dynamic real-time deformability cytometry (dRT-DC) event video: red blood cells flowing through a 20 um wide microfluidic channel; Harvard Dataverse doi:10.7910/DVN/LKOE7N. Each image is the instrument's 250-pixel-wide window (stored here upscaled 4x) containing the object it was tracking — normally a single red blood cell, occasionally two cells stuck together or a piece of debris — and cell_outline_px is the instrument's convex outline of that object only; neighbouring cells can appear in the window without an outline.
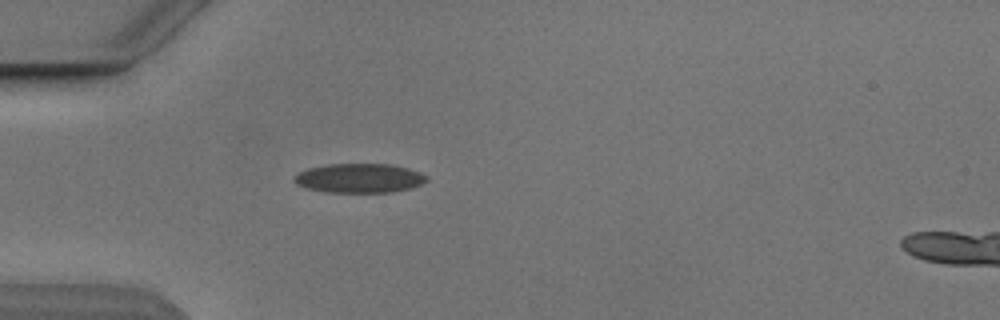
{"species": "Egyptian fruit bat (a non-hibernating species)", "species_latin": "Rousettus aegyptiacus", "temperature_condition": "cold", "stored_images_in_passage": 3, "camera_frame_rate_fps": 3000, "um_per_image_px": 0.085, "animal": {"sex": "male"}, "frame": {"image": 1, "passage_image": 3, "time_ms": 3.0, "image_size_px": [1000, 320], "cell_outline_px": [[428, 180], [412, 188], [392, 192], [328, 192], [308, 188], [296, 184], [292, 180], [300, 172], [308, 168], [328, 164], [392, 164], [408, 168], [420, 172], [428, 176]], "centroid_in_image_um": [30.58, 15.14], "position_along_channel_um": 54.4, "area_um2": 22.54}}